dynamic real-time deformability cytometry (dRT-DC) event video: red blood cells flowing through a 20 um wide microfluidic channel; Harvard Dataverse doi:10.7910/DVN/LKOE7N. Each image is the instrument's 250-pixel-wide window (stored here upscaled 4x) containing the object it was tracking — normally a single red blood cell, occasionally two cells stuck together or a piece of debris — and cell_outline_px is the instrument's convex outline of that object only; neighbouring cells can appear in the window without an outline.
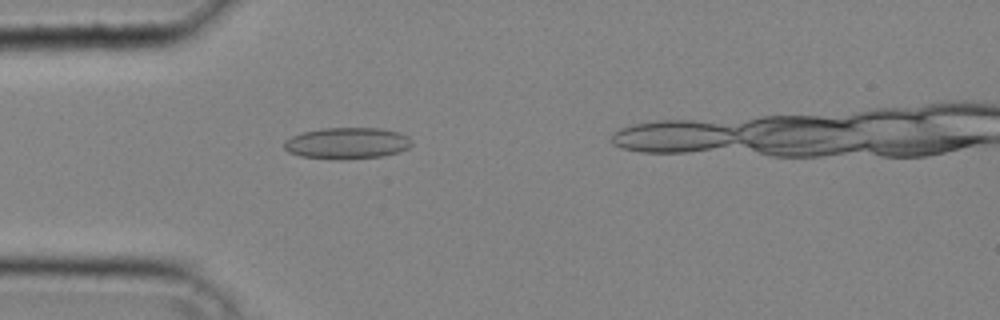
{"species": "common noctule bat (a hibernating species)", "species_latin": "Nyctalus noctula", "temperature_condition": "cold", "stored_images_in_passage": 32, "camera_frame_rate_fps": 3000, "um_per_image_px": 0.085, "animal": {"sex": "male", "body_mass_g": 20.4}, "frame": {"image": 1, "passage_image": 9, "time_ms": 2.667, "image_size_px": [1000, 320], "cell_outline_px": [[412, 144], [408, 148], [400, 152], [384, 156], [344, 160], [340, 160], [300, 156], [288, 152], [284, 148], [284, 140], [300, 132], [320, 128], [380, 128], [400, 132], [408, 136], [412, 140]], "centroid_in_image_um": [29.5, 12.17], "position_along_channel_um": 55.5, "area_um2": 23.81}}
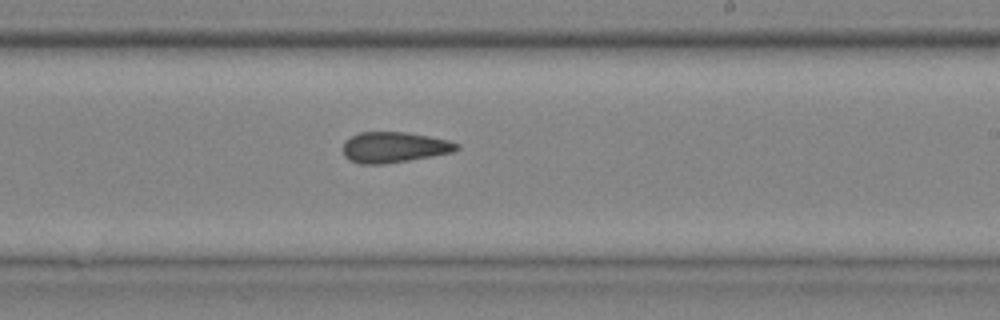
{"frame": {"image": 2, "passage_image": 22, "time_ms": 7.0, "image_size_px": [1000, 320], "cell_outline_px": [[460, 148], [452, 152], [432, 156], [384, 164], [360, 164], [348, 160], [344, 156], [340, 148], [344, 140], [360, 132], [408, 132], [448, 140], [460, 144]], "centroid_in_image_um": [33.44, 12.52], "position_along_channel_um": 255.6, "area_um2": 20.58}}
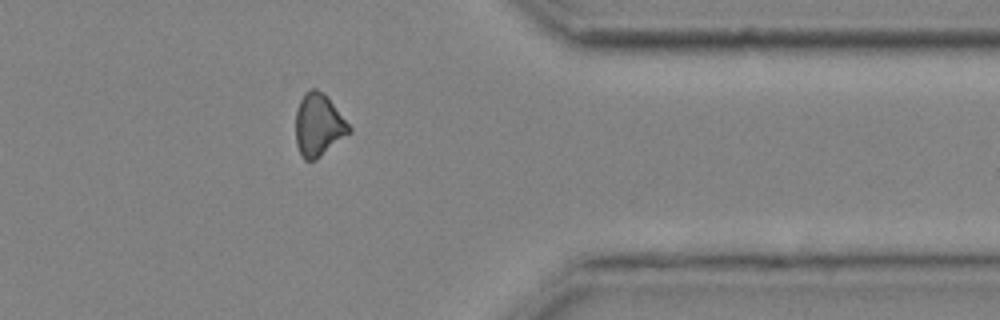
{"frame": {"image": 3, "passage_image": 31, "time_ms": 10.0, "image_size_px": [1000, 320], "cell_outline_px": [[352, 132], [316, 160], [304, 160], [300, 156], [296, 144], [296, 112], [300, 100], [304, 92], [312, 88], [316, 88], [324, 92], [352, 128]], "centroid_in_image_um": [27.08, 10.63], "position_along_channel_um": 384.3, "area_um2": 19.71}}